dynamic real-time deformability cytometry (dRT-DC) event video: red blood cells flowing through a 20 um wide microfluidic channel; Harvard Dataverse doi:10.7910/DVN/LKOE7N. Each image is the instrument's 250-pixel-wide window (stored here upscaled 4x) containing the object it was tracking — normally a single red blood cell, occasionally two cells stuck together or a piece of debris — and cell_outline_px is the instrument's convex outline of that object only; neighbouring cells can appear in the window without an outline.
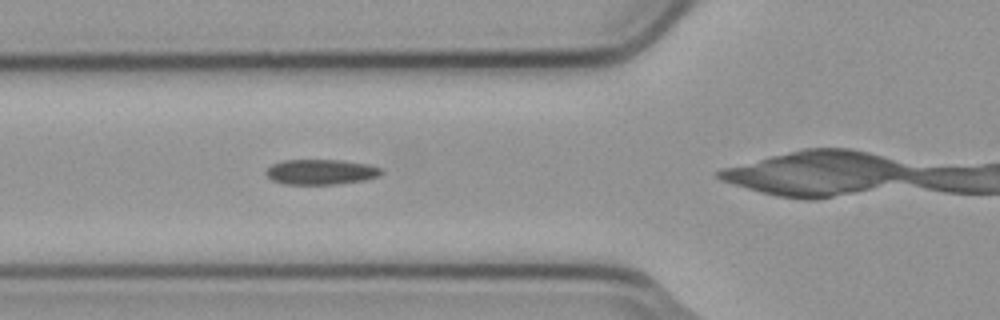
{"species": "common noctule bat (a hibernating species)", "species_latin": "Nyctalus noctula", "temperature_condition": "cold", "stored_images_in_passage": 4, "camera_frame_rate_fps": 3000, "um_per_image_px": 0.085, "animal": {"sex": "male", "body_mass_g": 23.1, "forearm_length_mm": 52.7}, "frame": {"image": 1, "passage_image": 3, "time_ms": 0.667, "image_size_px": [1000, 320], "cell_outline_px": [[384, 172], [380, 176], [364, 180], [336, 184], [284, 184], [272, 180], [264, 172], [272, 164], [284, 160], [340, 160], [368, 164], [380, 168]], "centroid_in_image_um": [27.28, 14.61], "position_along_channel_um": 98.5, "area_um2": 16.94}}